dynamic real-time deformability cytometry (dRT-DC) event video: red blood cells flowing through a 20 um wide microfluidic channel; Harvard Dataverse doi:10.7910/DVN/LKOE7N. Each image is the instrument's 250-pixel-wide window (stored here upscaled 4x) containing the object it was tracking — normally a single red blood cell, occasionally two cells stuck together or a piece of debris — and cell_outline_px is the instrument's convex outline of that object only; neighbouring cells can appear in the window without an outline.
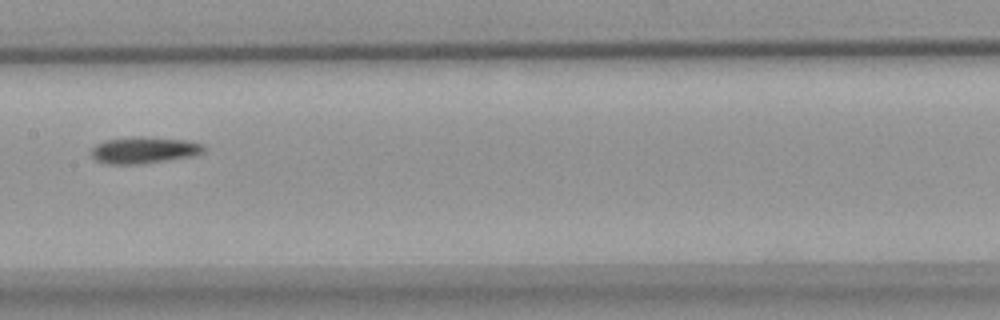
{"species": "common noctule bat (a hibernating species)", "species_latin": "Nyctalus noctula", "temperature_condition": "warm", "stored_images_in_passage": 6, "camera_frame_rate_fps": 3000, "um_per_image_px": 0.085, "animal": {"sex": "female", "body_mass_g": 18.4}, "frame": {"image": 1, "passage_image": 4, "time_ms": 3.667, "image_size_px": [1000, 320], "cell_outline_px": [[208, 148], [204, 152], [196, 156], [140, 164], [108, 164], [96, 160], [88, 152], [96, 144], [104, 140], [136, 136], [140, 136], [184, 140], [204, 144]], "centroid_in_image_um": [12.26, 12.76], "position_along_channel_um": 195.1, "area_um2": 17.74}}
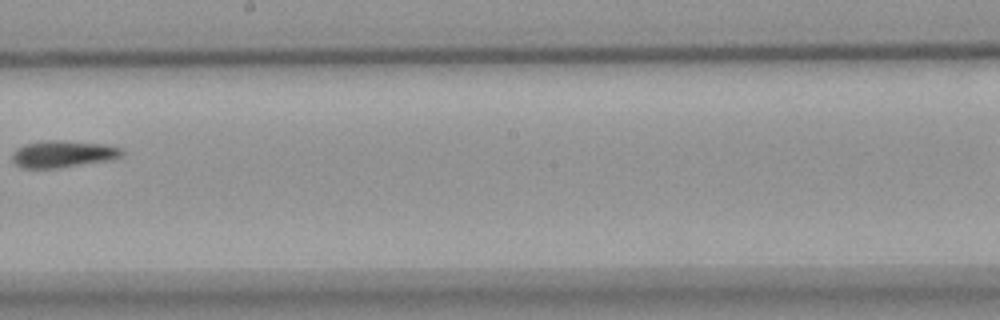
{"frame": {"image": 2, "passage_image": 5, "time_ms": 5.0, "image_size_px": [1000, 320], "cell_outline_px": [[124, 152], [120, 156], [112, 160], [60, 168], [24, 168], [16, 164], [12, 160], [12, 152], [16, 148], [24, 144], [44, 140], [60, 140], [104, 144], [124, 148]], "centroid_in_image_um": [5.36, 13.09], "position_along_channel_um": 242.8, "area_um2": 17.46}}
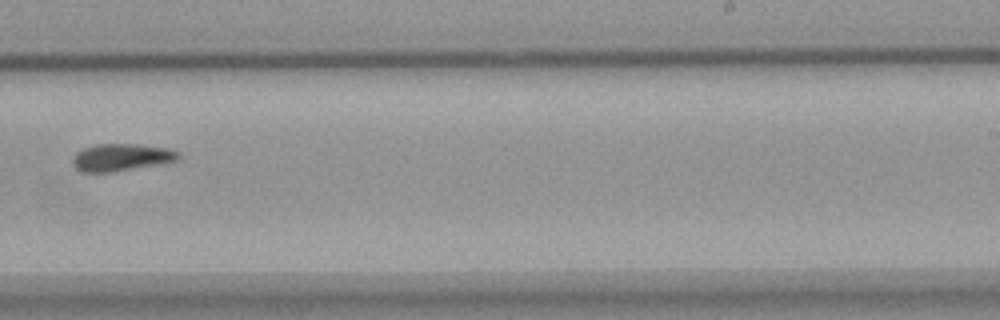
{"frame": {"image": 3, "passage_image": 6, "time_ms": 6.0, "image_size_px": [1000, 320], "cell_outline_px": [[180, 156], [176, 160], [156, 164], [112, 172], [80, 172], [72, 164], [72, 156], [76, 152], [84, 148], [96, 144], [136, 144], [168, 148], [180, 152]], "centroid_in_image_um": [10.25, 13.37], "position_along_channel_um": 278.7, "area_um2": 16.7}}